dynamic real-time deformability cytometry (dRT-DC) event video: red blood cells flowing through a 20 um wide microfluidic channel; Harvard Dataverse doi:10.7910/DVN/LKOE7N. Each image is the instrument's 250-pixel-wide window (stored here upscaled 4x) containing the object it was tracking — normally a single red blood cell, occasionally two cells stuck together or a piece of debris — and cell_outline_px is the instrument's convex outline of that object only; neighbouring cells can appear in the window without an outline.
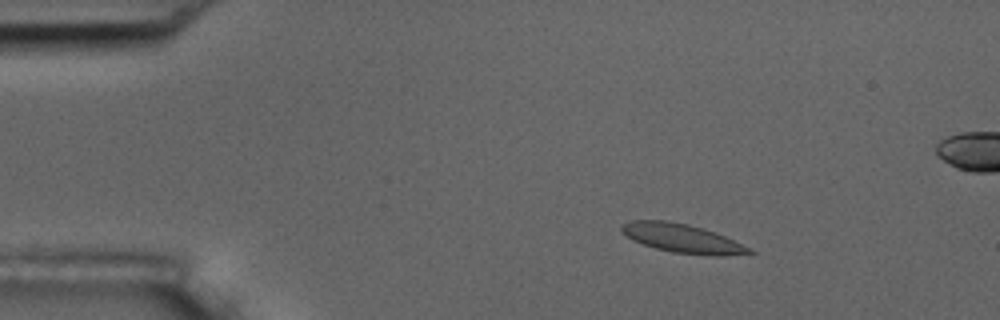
{"species": "common noctule bat (a hibernating species)", "species_latin": "Nyctalus noctula", "temperature_condition": "room temperature", "stored_images_in_passage": 6, "camera_frame_rate_fps": 3000, "um_per_image_px": 0.085, "animal": {"sex": "male", "body_mass_g": 17.5, "forearm_length_mm": 52.3}, "frame": {"image": 1, "passage_image": 3, "time_ms": 0.667, "image_size_px": [1000, 320], "cell_outline_px": [[756, 252], [724, 256], [712, 256], [672, 252], [656, 248], [632, 240], [620, 232], [620, 224], [632, 220], [668, 220], [688, 224], [704, 228], [716, 232], [752, 248]], "centroid_in_image_um": [57.98, 20.25], "position_along_channel_um": 27.0, "area_um2": 21.73}}